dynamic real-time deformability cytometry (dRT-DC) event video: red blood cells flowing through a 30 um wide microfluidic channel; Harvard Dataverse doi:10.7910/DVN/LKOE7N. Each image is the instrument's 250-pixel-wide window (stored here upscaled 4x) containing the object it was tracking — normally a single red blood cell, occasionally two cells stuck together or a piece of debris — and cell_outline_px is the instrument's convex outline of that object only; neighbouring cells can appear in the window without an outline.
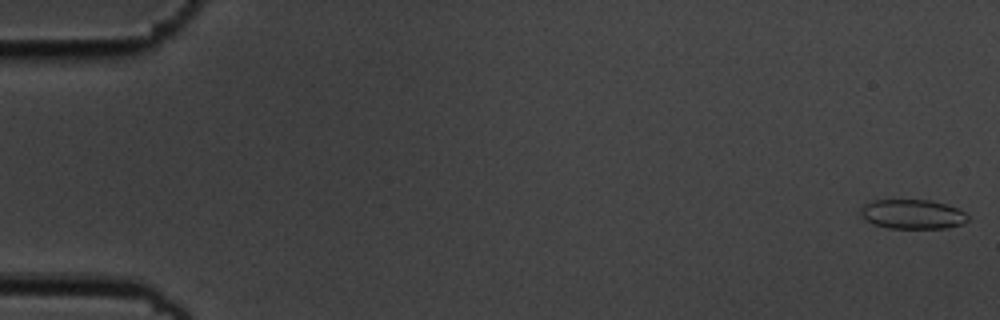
{"species": "common noctule bat (a hibernating species)", "species_latin": "Nyctalus noctula", "temperature_condition": "cold", "stored_images_in_passage": 56, "camera_frame_rate_fps": 3000, "um_per_image_px": 0.085, "animal": {"sex": "male", "body_mass_g": 19.5, "forearm_length_mm": 54.6}, "frame": {"image": 1, "passage_image": 1, "time_ms": 0.0, "image_size_px": [1000, 320], "cell_outline_px": [[968, 220], [964, 224], [948, 228], [888, 228], [872, 224], [860, 216], [860, 208], [864, 204], [872, 200], [932, 200], [948, 204], [964, 212], [968, 216]], "centroid_in_image_um": [77.55, 18.21], "position_along_channel_um": 7.4, "area_um2": 18.67}}
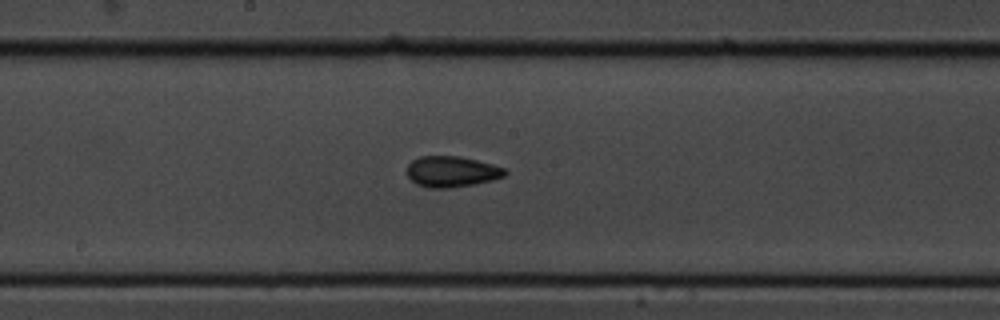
{"frame": {"image": 2, "passage_image": 30, "time_ms": 9.667, "image_size_px": [1000, 320], "cell_outline_px": [[508, 172], [504, 176], [492, 180], [452, 188], [428, 188], [416, 184], [408, 176], [408, 164], [412, 160], [420, 156], [460, 156], [492, 164], [504, 168]], "centroid_in_image_um": [38.38, 14.59], "position_along_channel_um": 209.8, "area_um2": 17.57}}
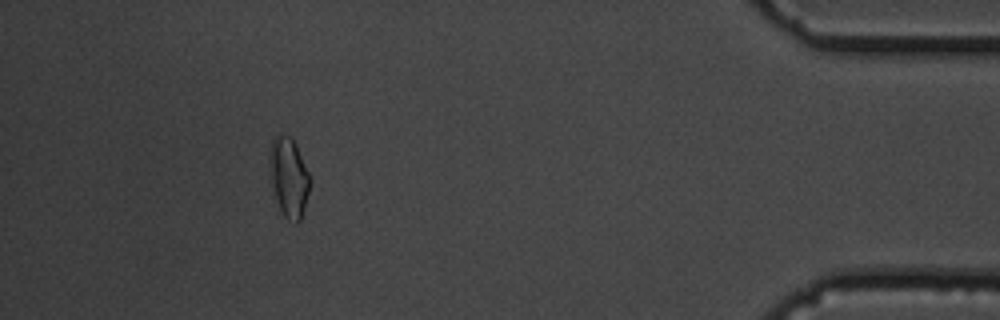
{"frame": {"image": 3, "passage_image": 51, "time_ms": 16.667, "image_size_px": [1000, 320], "cell_outline_px": [[312, 180], [300, 220], [296, 224], [288, 220], [284, 216], [276, 200], [268, 164], [268, 148], [272, 140], [276, 136], [288, 136], [296, 144]], "centroid_in_image_um": [24.54, 15.06], "position_along_channel_um": 410.7, "area_um2": 18.67}, "authors_computed_cell_mechanics": {"area_um2": 17.629, "velocity_mm_per_s": 3.6225, "shape_relaxation_time_tau1_ms": 10.2013, "shape_relaxation_time_tau2_ms": 2.1674, "deformation_change_tau1": 0.1194, "deformation_change_tau2": 0.0783}}